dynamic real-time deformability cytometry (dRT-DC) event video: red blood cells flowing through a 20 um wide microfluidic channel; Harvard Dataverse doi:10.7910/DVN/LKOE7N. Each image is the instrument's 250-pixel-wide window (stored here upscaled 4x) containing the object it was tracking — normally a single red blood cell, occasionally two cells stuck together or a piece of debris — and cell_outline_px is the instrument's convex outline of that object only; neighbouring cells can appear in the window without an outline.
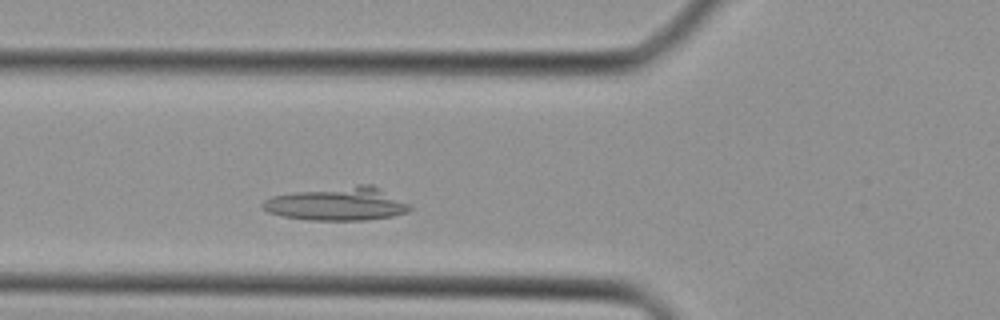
{"species": "Egyptian fruit bat (a non-hibernating species)", "species_latin": "Rousettus aegyptiacus", "temperature_condition": "cold", "stored_images_in_passage": 30, "camera_frame_rate_fps": 3000, "um_per_image_px": 0.085, "animal": {"sex": "female"}, "frame": {"image": 1, "passage_image": 4, "time_ms": 1.0, "image_size_px": [1000, 320], "cell_outline_px": [[412, 208], [408, 212], [392, 216], [364, 220], [308, 220], [284, 216], [268, 212], [260, 204], [264, 200], [272, 196], [292, 192], [356, 184], [372, 184], [380, 188], [408, 204]], "centroid_in_image_um": [28.67, 17.32], "position_along_channel_um": 97.1, "area_um2": 28.61}}
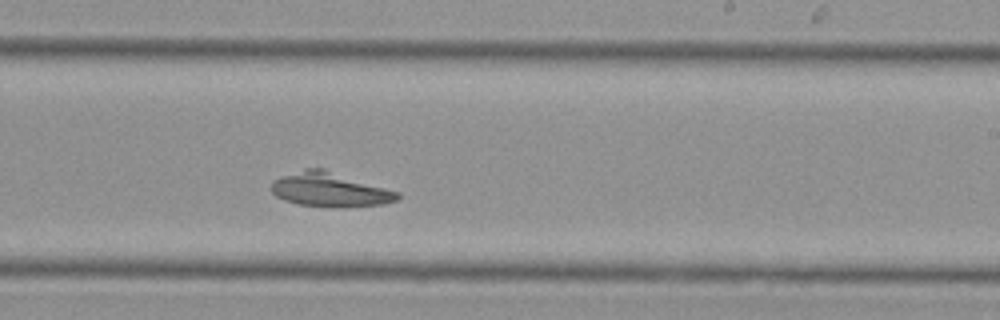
{"frame": {"image": 2, "passage_image": 14, "time_ms": 4.333, "image_size_px": [1000, 320], "cell_outline_px": [[400, 196], [396, 200], [384, 204], [296, 204], [284, 200], [276, 196], [272, 192], [272, 180], [280, 176], [304, 168], [324, 168], [400, 192]], "centroid_in_image_um": [28.0, 16.04], "position_along_channel_um": 261.0, "area_um2": 24.28}}
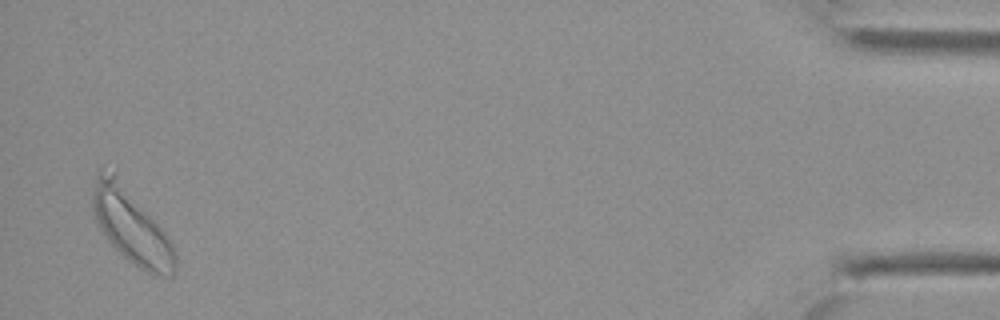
{"frame": {"image": 3, "passage_image": 29, "time_ms": 9.333, "image_size_px": [1000, 320], "cell_outline_px": [[176, 268], [172, 276], [152, 276], [128, 260], [104, 236], [92, 212], [92, 196], [96, 172], [100, 168], [116, 168], [164, 232], [172, 244], [176, 252]], "centroid_in_image_um": [11.13, 19.12], "position_along_channel_um": 424.1, "area_um2": 36.7}}